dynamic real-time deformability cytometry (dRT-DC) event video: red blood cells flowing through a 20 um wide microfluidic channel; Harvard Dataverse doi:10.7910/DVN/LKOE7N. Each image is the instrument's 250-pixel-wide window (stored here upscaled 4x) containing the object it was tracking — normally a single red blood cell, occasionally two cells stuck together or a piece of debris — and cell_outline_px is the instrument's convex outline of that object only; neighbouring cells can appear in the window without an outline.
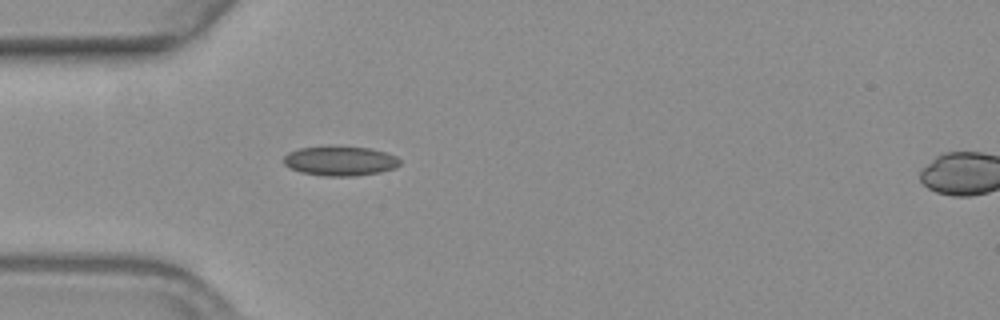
{"species": "common noctule bat (a hibernating species)", "species_latin": "Nyctalus noctula", "temperature_condition": "warm", "stored_images_in_passage": 46, "camera_frame_rate_fps": 3000, "um_per_image_px": 0.085, "animal": {"sex": "female", "body_mass_g": 19.3, "forearm_length_mm": 54.1}, "frame": {"image": 1, "passage_image": 6, "time_ms": 1.667, "image_size_px": [1000, 320], "cell_outline_px": [[400, 164], [396, 168], [380, 172], [356, 176], [324, 176], [300, 172], [288, 168], [284, 164], [284, 156], [288, 152], [300, 148], [332, 144], [372, 148], [396, 156], [400, 160]], "centroid_in_image_um": [28.89, 13.65], "position_along_channel_um": 56.1, "area_um2": 20.69}}
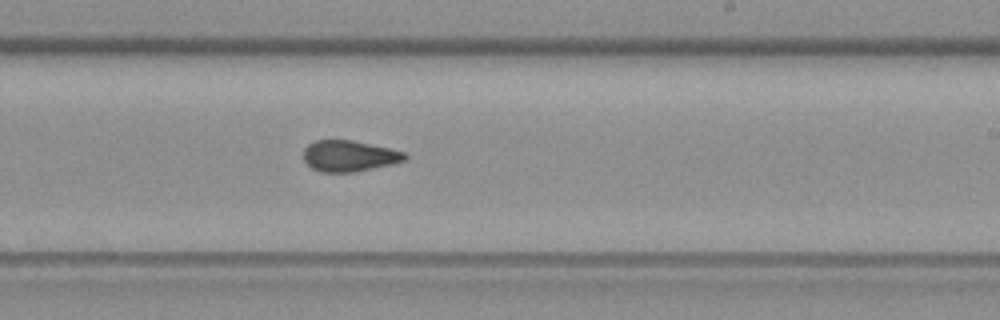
{"frame": {"image": 2, "passage_image": 23, "time_ms": 7.333, "image_size_px": [1000, 320], "cell_outline_px": [[408, 156], [404, 160], [392, 164], [356, 172], [320, 172], [312, 168], [304, 160], [304, 148], [308, 144], [316, 140], [352, 140], [388, 148], [404, 152]], "centroid_in_image_um": [29.66, 13.26], "position_along_channel_um": 259.3, "area_um2": 18.26}}
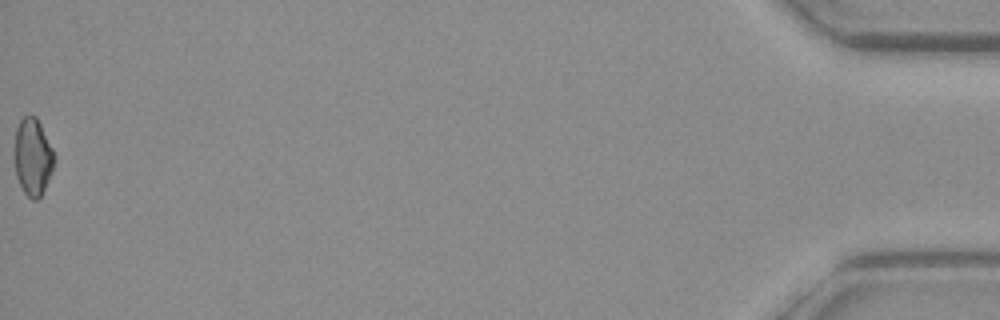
{"frame": {"image": 3, "passage_image": 46, "time_ms": 15.0, "image_size_px": [1000, 320], "cell_outline_px": [[56, 156], [52, 172], [40, 196], [36, 200], [32, 200], [24, 192], [16, 176], [12, 156], [16, 128], [20, 120], [24, 116], [36, 116]], "centroid_in_image_um": [2.75, 13.33], "position_along_channel_um": 432.4, "area_um2": 18.15}, "authors_computed_cell_mechanics": {"area_um2": 18.785, "velocity_mm_per_s": 3.659, "shape_relaxation_time_tau1_ms": null, "shape_relaxation_time_tau2_ms": 1.6731, "deformation_change_tau1": null, "deformation_change_tau2": 0.0679}}